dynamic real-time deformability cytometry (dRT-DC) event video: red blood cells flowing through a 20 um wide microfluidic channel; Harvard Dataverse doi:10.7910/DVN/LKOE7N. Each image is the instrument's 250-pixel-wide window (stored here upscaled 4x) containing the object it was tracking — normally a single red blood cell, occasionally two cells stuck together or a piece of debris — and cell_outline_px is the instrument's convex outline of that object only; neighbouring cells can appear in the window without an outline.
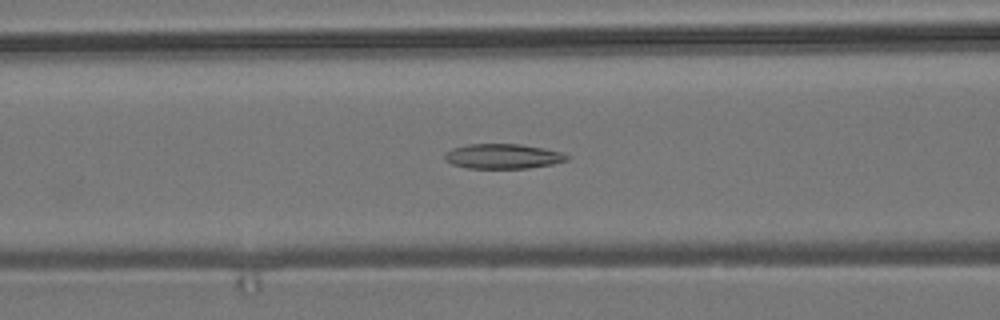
{"species": "common noctule bat (a hibernating species)", "species_latin": "Nyctalus noctula", "temperature_condition": "room temperature", "stored_images_in_passage": 44, "camera_frame_rate_fps": 3000, "um_per_image_px": 0.085, "animal": {"sex": "male", "body_mass_g": 19.2, "forearm_length_mm": 51.8}, "frame": {"image": 1, "passage_image": 11, "time_ms": 3.333, "image_size_px": [1000, 320], "cell_outline_px": [[572, 156], [568, 160], [552, 164], [528, 168], [468, 168], [452, 164], [444, 160], [444, 152], [452, 148], [468, 144], [520, 144], [544, 148], [560, 152]], "centroid_in_image_um": [42.73, 13.28], "position_along_channel_um": 123.9, "area_um2": 17.8}}
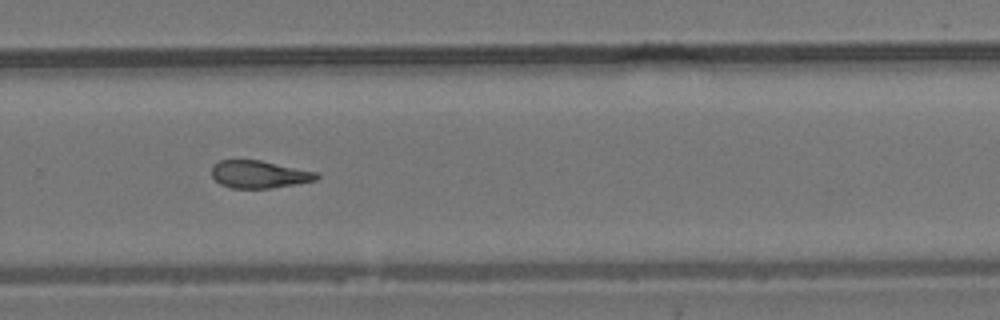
{"frame": {"image": 2, "passage_image": 26, "time_ms": 8.333, "image_size_px": [1000, 320], "cell_outline_px": [[320, 176], [316, 180], [296, 184], [272, 188], [232, 188], [220, 184], [212, 176], [212, 164], [220, 160], [260, 160], [320, 172]], "centroid_in_image_um": [22.06, 14.81], "position_along_channel_um": 307.7, "area_um2": 16.99}}
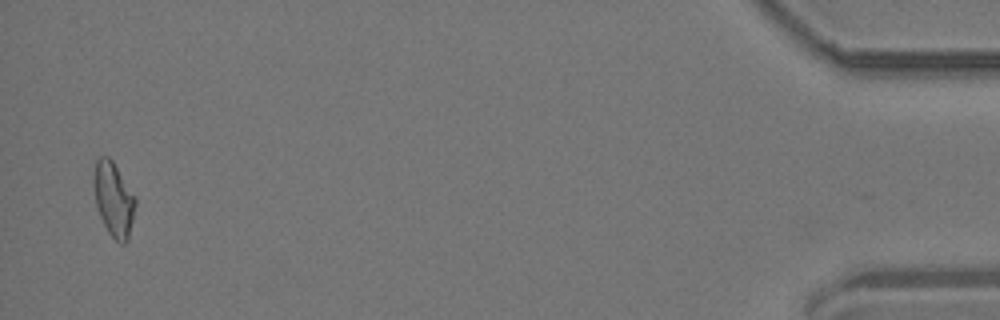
{"frame": {"image": 3, "passage_image": 43, "time_ms": 14.0, "image_size_px": [1000, 320], "cell_outline_px": [[136, 204], [128, 240], [124, 244], [120, 244], [108, 232], [100, 216], [96, 204], [92, 180], [96, 160], [100, 156], [108, 156], [112, 160], [136, 196]], "centroid_in_image_um": [9.66, 16.92], "position_along_channel_um": 425.5, "area_um2": 18.15}, "authors_computed_cell_mechanics": {"area_um2": 17.6001, "velocity_mm_per_s": 3.6947, "shape_relaxation_time_tau1_ms": null, "shape_relaxation_time_tau2_ms": 5.2253, "deformation_change_tau1": null, "deformation_change_tau2": 0.1455}}